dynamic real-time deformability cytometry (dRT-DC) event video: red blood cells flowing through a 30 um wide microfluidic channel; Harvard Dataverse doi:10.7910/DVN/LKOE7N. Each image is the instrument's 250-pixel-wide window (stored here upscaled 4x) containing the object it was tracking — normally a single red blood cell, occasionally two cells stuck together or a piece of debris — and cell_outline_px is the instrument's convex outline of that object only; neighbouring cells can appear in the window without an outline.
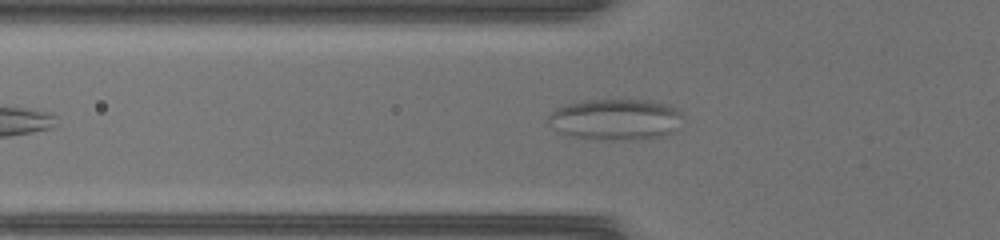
{"species": "common noctule bat (a hibernating species)", "species_latin": "Nyctalus noctula", "temperature_condition": "warm", "stored_images_in_passage": 34, "camera_frame_rate_fps": 3000, "um_per_image_px": 0.085, "animal": {"sex": "female", "body_mass_g": 17.0, "forearm_length_mm": 48.0}, "frame": {"image": 1, "passage_image": 7, "time_ms": 2.0, "image_size_px": [1000, 240], "cell_outline_px": [[680, 116], [676, 132], [664, 136], [636, 140], [592, 140], [560, 132], [548, 124], [548, 116], [556, 108], [564, 104], [584, 100], [644, 100], [668, 104], [676, 108], [680, 112]], "centroid_in_image_um": [52.31, 10.16], "position_along_channel_um": 73.5, "area_um2": 32.48}}
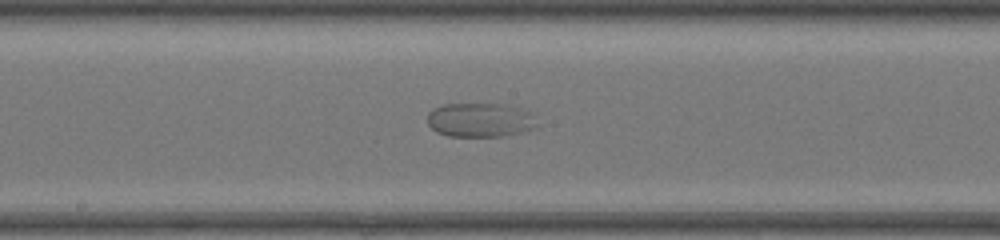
{"frame": {"image": 2, "passage_image": 16, "time_ms": 5.0, "image_size_px": [1000, 240], "cell_outline_px": [[536, 124], [532, 128], [520, 132], [504, 136], [448, 136], [436, 132], [428, 124], [428, 112], [432, 108], [444, 104], [504, 104], [528, 112]], "centroid_in_image_um": [40.71, 10.2], "position_along_channel_um": 207.5, "area_um2": 21.44}}
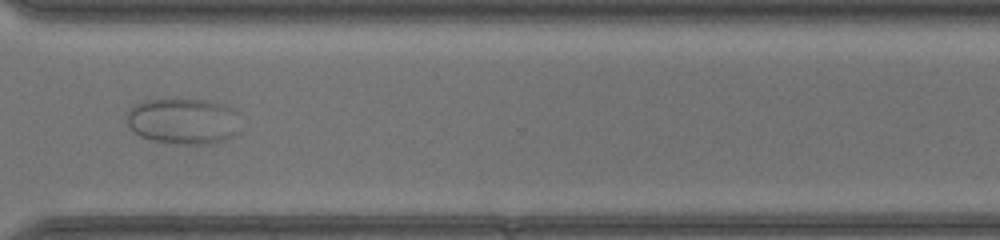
{"frame": {"image": 3, "passage_image": 26, "time_ms": 8.333, "image_size_px": [1000, 240], "cell_outline_px": [[240, 132], [236, 136], [224, 140], [208, 144], [184, 144], [152, 140], [140, 136], [128, 124], [128, 112], [136, 104], [144, 100], [208, 100], [236, 108]], "centroid_in_image_um": [15.66, 10.3], "position_along_channel_um": 354.9, "area_um2": 30.4}}